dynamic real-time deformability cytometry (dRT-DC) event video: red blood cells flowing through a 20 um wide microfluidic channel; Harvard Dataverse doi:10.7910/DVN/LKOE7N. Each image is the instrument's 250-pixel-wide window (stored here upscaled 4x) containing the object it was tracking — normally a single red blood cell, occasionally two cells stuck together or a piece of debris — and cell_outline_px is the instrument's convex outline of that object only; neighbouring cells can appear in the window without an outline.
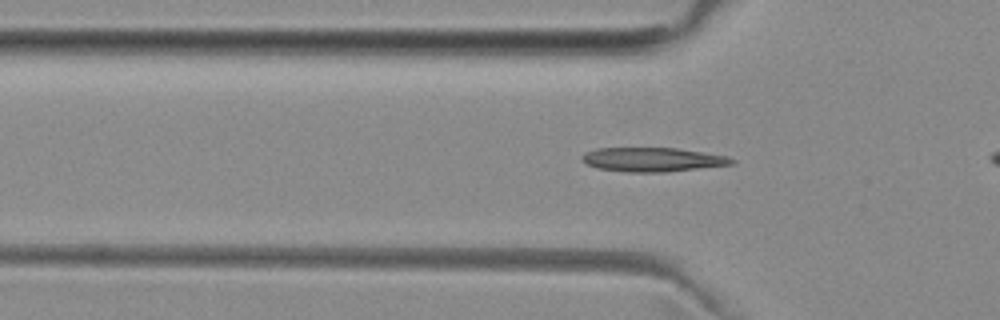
{"species": "common noctule bat (a hibernating species)", "species_latin": "Nyctalus noctula", "temperature_condition": "room temperature", "stored_images_in_passage": 39, "camera_frame_rate_fps": 3000, "um_per_image_px": 0.085, "animal": {"sex": "female", "body_mass_g": 29.2, "forearm_length_mm": 56.3}, "frame": {"image": 1, "passage_image": 8, "time_ms": 2.333, "image_size_px": [1000, 320], "cell_outline_px": [[736, 164], [664, 172], [628, 172], [596, 168], [580, 160], [580, 156], [584, 152], [596, 148], [676, 148], [728, 156], [736, 160]], "centroid_in_image_um": [55.45, 13.56], "position_along_channel_um": 70.3, "area_um2": 21.15}}
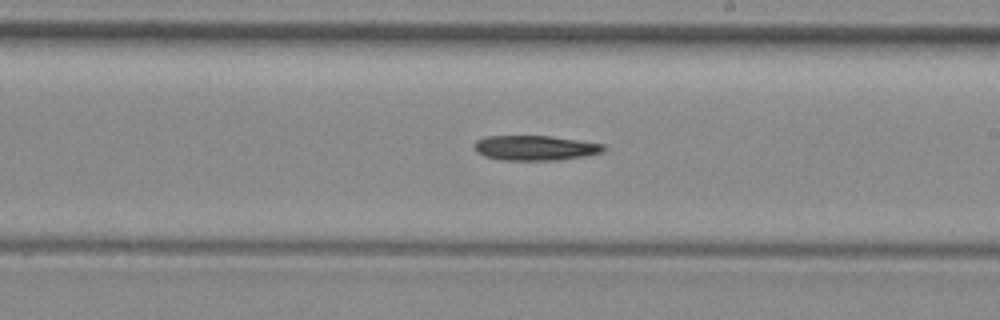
{"frame": {"image": 2, "passage_image": 21, "time_ms": 6.667, "image_size_px": [1000, 320], "cell_outline_px": [[604, 152], [584, 156], [560, 160], [500, 160], [484, 156], [476, 152], [476, 140], [484, 136], [552, 136], [604, 144]], "centroid_in_image_um": [45.49, 12.57], "position_along_channel_um": 243.5, "area_um2": 18.79}}
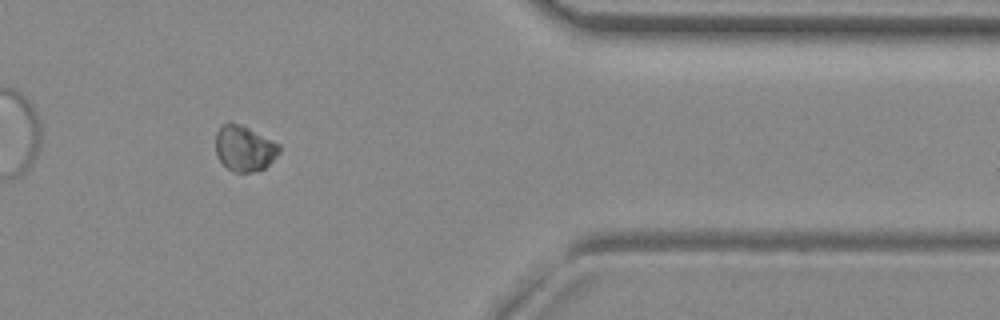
{"frame": {"image": 3, "passage_image": 34, "time_ms": 11.0, "image_size_px": [1000, 320], "cell_outline_px": [[280, 152], [264, 168], [256, 172], [232, 172], [220, 160], [216, 152], [216, 132], [228, 120], [240, 124], [280, 144]], "centroid_in_image_um": [20.77, 12.61], "position_along_channel_um": 390.6, "area_um2": 16.82}}